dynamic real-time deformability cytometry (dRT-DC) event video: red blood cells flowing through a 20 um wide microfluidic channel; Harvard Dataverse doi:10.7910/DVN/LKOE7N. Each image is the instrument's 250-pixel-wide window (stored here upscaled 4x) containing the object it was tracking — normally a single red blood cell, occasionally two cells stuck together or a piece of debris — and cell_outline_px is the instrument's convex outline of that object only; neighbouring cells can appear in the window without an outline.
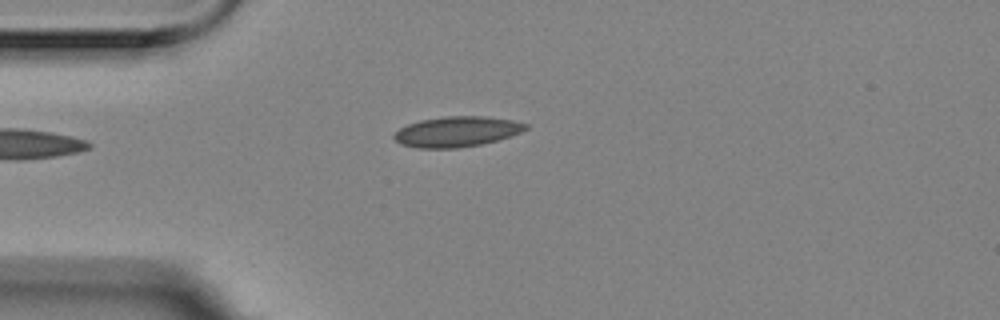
{"species": "Egyptian fruit bat (a non-hibernating species)", "species_latin": "Rousettus aegyptiacus", "temperature_condition": "room temperature", "stored_images_in_passage": 2, "camera_frame_rate_fps": 3000, "um_per_image_px": 0.085, "animal": {"sex": "female"}, "frame": {"image": 1, "passage_image": 2, "time_ms": 0.333, "image_size_px": [1000, 320], "cell_outline_px": [[528, 128], [520, 132], [496, 140], [480, 144], [456, 148], [416, 148], [400, 144], [392, 136], [400, 128], [408, 124], [420, 120], [444, 116], [484, 116], [512, 120], [528, 124]], "centroid_in_image_um": [38.79, 11.18], "position_along_channel_um": 46.2, "area_um2": 23.12}}